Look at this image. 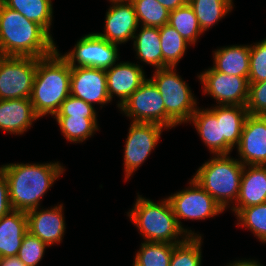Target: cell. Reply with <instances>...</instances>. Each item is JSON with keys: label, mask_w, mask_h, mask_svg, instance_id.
<instances>
[{"label": "cell", "mask_w": 266, "mask_h": 266, "mask_svg": "<svg viewBox=\"0 0 266 266\" xmlns=\"http://www.w3.org/2000/svg\"><path fill=\"white\" fill-rule=\"evenodd\" d=\"M126 3V4H125ZM105 18V31L97 33L110 43L121 44L134 38L138 29L135 8L130 0L112 1Z\"/></svg>", "instance_id": "obj_15"}, {"label": "cell", "mask_w": 266, "mask_h": 266, "mask_svg": "<svg viewBox=\"0 0 266 266\" xmlns=\"http://www.w3.org/2000/svg\"><path fill=\"white\" fill-rule=\"evenodd\" d=\"M237 149L244 166L266 165V116L246 117Z\"/></svg>", "instance_id": "obj_14"}, {"label": "cell", "mask_w": 266, "mask_h": 266, "mask_svg": "<svg viewBox=\"0 0 266 266\" xmlns=\"http://www.w3.org/2000/svg\"><path fill=\"white\" fill-rule=\"evenodd\" d=\"M38 118L28 98L0 100V129L3 131L23 134Z\"/></svg>", "instance_id": "obj_19"}, {"label": "cell", "mask_w": 266, "mask_h": 266, "mask_svg": "<svg viewBox=\"0 0 266 266\" xmlns=\"http://www.w3.org/2000/svg\"><path fill=\"white\" fill-rule=\"evenodd\" d=\"M53 38L38 24L0 1V55L42 58L57 48Z\"/></svg>", "instance_id": "obj_1"}, {"label": "cell", "mask_w": 266, "mask_h": 266, "mask_svg": "<svg viewBox=\"0 0 266 266\" xmlns=\"http://www.w3.org/2000/svg\"><path fill=\"white\" fill-rule=\"evenodd\" d=\"M12 209L9 200L8 183L6 175L0 167V218L8 214Z\"/></svg>", "instance_id": "obj_38"}, {"label": "cell", "mask_w": 266, "mask_h": 266, "mask_svg": "<svg viewBox=\"0 0 266 266\" xmlns=\"http://www.w3.org/2000/svg\"><path fill=\"white\" fill-rule=\"evenodd\" d=\"M227 266H261L257 261L254 260H239L234 263H230V265Z\"/></svg>", "instance_id": "obj_41"}, {"label": "cell", "mask_w": 266, "mask_h": 266, "mask_svg": "<svg viewBox=\"0 0 266 266\" xmlns=\"http://www.w3.org/2000/svg\"><path fill=\"white\" fill-rule=\"evenodd\" d=\"M105 72L110 100L114 97L113 94L120 97L118 107L146 80L142 67L130 62L114 64L112 67L106 69Z\"/></svg>", "instance_id": "obj_17"}, {"label": "cell", "mask_w": 266, "mask_h": 266, "mask_svg": "<svg viewBox=\"0 0 266 266\" xmlns=\"http://www.w3.org/2000/svg\"><path fill=\"white\" fill-rule=\"evenodd\" d=\"M6 175L9 200L13 210L28 212L39 208L40 200L63 173L59 162L45 164H7L1 166Z\"/></svg>", "instance_id": "obj_2"}, {"label": "cell", "mask_w": 266, "mask_h": 266, "mask_svg": "<svg viewBox=\"0 0 266 266\" xmlns=\"http://www.w3.org/2000/svg\"><path fill=\"white\" fill-rule=\"evenodd\" d=\"M246 109L249 115L266 116V81L249 83Z\"/></svg>", "instance_id": "obj_37"}, {"label": "cell", "mask_w": 266, "mask_h": 266, "mask_svg": "<svg viewBox=\"0 0 266 266\" xmlns=\"http://www.w3.org/2000/svg\"><path fill=\"white\" fill-rule=\"evenodd\" d=\"M6 7L19 12L25 18L38 23L51 37L52 22L51 0H0Z\"/></svg>", "instance_id": "obj_25"}, {"label": "cell", "mask_w": 266, "mask_h": 266, "mask_svg": "<svg viewBox=\"0 0 266 266\" xmlns=\"http://www.w3.org/2000/svg\"><path fill=\"white\" fill-rule=\"evenodd\" d=\"M54 116H83V118H97L94 106L69 95L60 105Z\"/></svg>", "instance_id": "obj_36"}, {"label": "cell", "mask_w": 266, "mask_h": 266, "mask_svg": "<svg viewBox=\"0 0 266 266\" xmlns=\"http://www.w3.org/2000/svg\"><path fill=\"white\" fill-rule=\"evenodd\" d=\"M71 66L57 49L49 56L38 58L30 101L35 113L52 116L70 95Z\"/></svg>", "instance_id": "obj_3"}, {"label": "cell", "mask_w": 266, "mask_h": 266, "mask_svg": "<svg viewBox=\"0 0 266 266\" xmlns=\"http://www.w3.org/2000/svg\"><path fill=\"white\" fill-rule=\"evenodd\" d=\"M127 214L147 242L180 244L188 238L178 225L168 198L158 204L138 195L134 208ZM181 234L185 236L180 240Z\"/></svg>", "instance_id": "obj_4"}, {"label": "cell", "mask_w": 266, "mask_h": 266, "mask_svg": "<svg viewBox=\"0 0 266 266\" xmlns=\"http://www.w3.org/2000/svg\"><path fill=\"white\" fill-rule=\"evenodd\" d=\"M249 83L266 81V39L250 46Z\"/></svg>", "instance_id": "obj_35"}, {"label": "cell", "mask_w": 266, "mask_h": 266, "mask_svg": "<svg viewBox=\"0 0 266 266\" xmlns=\"http://www.w3.org/2000/svg\"><path fill=\"white\" fill-rule=\"evenodd\" d=\"M38 58L0 55V100L30 99Z\"/></svg>", "instance_id": "obj_7"}, {"label": "cell", "mask_w": 266, "mask_h": 266, "mask_svg": "<svg viewBox=\"0 0 266 266\" xmlns=\"http://www.w3.org/2000/svg\"><path fill=\"white\" fill-rule=\"evenodd\" d=\"M209 110L217 119H221V138L232 148L238 146L246 117L249 115L246 106L219 105Z\"/></svg>", "instance_id": "obj_23"}, {"label": "cell", "mask_w": 266, "mask_h": 266, "mask_svg": "<svg viewBox=\"0 0 266 266\" xmlns=\"http://www.w3.org/2000/svg\"><path fill=\"white\" fill-rule=\"evenodd\" d=\"M161 50L164 67H176L182 56H184L187 43L184 38L169 24L159 28Z\"/></svg>", "instance_id": "obj_28"}, {"label": "cell", "mask_w": 266, "mask_h": 266, "mask_svg": "<svg viewBox=\"0 0 266 266\" xmlns=\"http://www.w3.org/2000/svg\"><path fill=\"white\" fill-rule=\"evenodd\" d=\"M204 93L210 94L219 105L246 106L249 96L248 77L229 75L213 67L198 75Z\"/></svg>", "instance_id": "obj_11"}, {"label": "cell", "mask_w": 266, "mask_h": 266, "mask_svg": "<svg viewBox=\"0 0 266 266\" xmlns=\"http://www.w3.org/2000/svg\"><path fill=\"white\" fill-rule=\"evenodd\" d=\"M139 34H134V48L139 59L146 64L163 68L159 28L141 25Z\"/></svg>", "instance_id": "obj_24"}, {"label": "cell", "mask_w": 266, "mask_h": 266, "mask_svg": "<svg viewBox=\"0 0 266 266\" xmlns=\"http://www.w3.org/2000/svg\"><path fill=\"white\" fill-rule=\"evenodd\" d=\"M28 232L26 212L11 210L0 218V258L17 256Z\"/></svg>", "instance_id": "obj_20"}, {"label": "cell", "mask_w": 266, "mask_h": 266, "mask_svg": "<svg viewBox=\"0 0 266 266\" xmlns=\"http://www.w3.org/2000/svg\"><path fill=\"white\" fill-rule=\"evenodd\" d=\"M232 0H193L190 3L203 32L232 10Z\"/></svg>", "instance_id": "obj_26"}, {"label": "cell", "mask_w": 266, "mask_h": 266, "mask_svg": "<svg viewBox=\"0 0 266 266\" xmlns=\"http://www.w3.org/2000/svg\"><path fill=\"white\" fill-rule=\"evenodd\" d=\"M164 126L157 123L132 122L125 143L126 180L147 159L159 141Z\"/></svg>", "instance_id": "obj_12"}, {"label": "cell", "mask_w": 266, "mask_h": 266, "mask_svg": "<svg viewBox=\"0 0 266 266\" xmlns=\"http://www.w3.org/2000/svg\"><path fill=\"white\" fill-rule=\"evenodd\" d=\"M266 202V165H247L241 176L240 191L236 206L232 207L235 214L242 208Z\"/></svg>", "instance_id": "obj_18"}, {"label": "cell", "mask_w": 266, "mask_h": 266, "mask_svg": "<svg viewBox=\"0 0 266 266\" xmlns=\"http://www.w3.org/2000/svg\"><path fill=\"white\" fill-rule=\"evenodd\" d=\"M243 227L251 229L261 242L266 243V202L255 206L240 209L236 213Z\"/></svg>", "instance_id": "obj_33"}, {"label": "cell", "mask_w": 266, "mask_h": 266, "mask_svg": "<svg viewBox=\"0 0 266 266\" xmlns=\"http://www.w3.org/2000/svg\"><path fill=\"white\" fill-rule=\"evenodd\" d=\"M213 68L221 73L248 77L250 68V46L233 45L214 52Z\"/></svg>", "instance_id": "obj_22"}, {"label": "cell", "mask_w": 266, "mask_h": 266, "mask_svg": "<svg viewBox=\"0 0 266 266\" xmlns=\"http://www.w3.org/2000/svg\"><path fill=\"white\" fill-rule=\"evenodd\" d=\"M70 95L91 105L109 103L105 69L71 67Z\"/></svg>", "instance_id": "obj_13"}, {"label": "cell", "mask_w": 266, "mask_h": 266, "mask_svg": "<svg viewBox=\"0 0 266 266\" xmlns=\"http://www.w3.org/2000/svg\"><path fill=\"white\" fill-rule=\"evenodd\" d=\"M189 121L193 122L201 139L214 156L229 155L233 148L221 138V119H217L209 109H196Z\"/></svg>", "instance_id": "obj_21"}, {"label": "cell", "mask_w": 266, "mask_h": 266, "mask_svg": "<svg viewBox=\"0 0 266 266\" xmlns=\"http://www.w3.org/2000/svg\"><path fill=\"white\" fill-rule=\"evenodd\" d=\"M119 108L132 122L157 123L166 129L178 124L165 112L163 97L150 79L140 87Z\"/></svg>", "instance_id": "obj_8"}, {"label": "cell", "mask_w": 266, "mask_h": 266, "mask_svg": "<svg viewBox=\"0 0 266 266\" xmlns=\"http://www.w3.org/2000/svg\"><path fill=\"white\" fill-rule=\"evenodd\" d=\"M186 4H190L193 0H183Z\"/></svg>", "instance_id": "obj_42"}, {"label": "cell", "mask_w": 266, "mask_h": 266, "mask_svg": "<svg viewBox=\"0 0 266 266\" xmlns=\"http://www.w3.org/2000/svg\"><path fill=\"white\" fill-rule=\"evenodd\" d=\"M169 11L175 10L186 3L183 0H156Z\"/></svg>", "instance_id": "obj_39"}, {"label": "cell", "mask_w": 266, "mask_h": 266, "mask_svg": "<svg viewBox=\"0 0 266 266\" xmlns=\"http://www.w3.org/2000/svg\"><path fill=\"white\" fill-rule=\"evenodd\" d=\"M117 45L108 42L97 33H91L77 41L72 51L61 56L71 67H92L106 70L112 67L118 59Z\"/></svg>", "instance_id": "obj_10"}, {"label": "cell", "mask_w": 266, "mask_h": 266, "mask_svg": "<svg viewBox=\"0 0 266 266\" xmlns=\"http://www.w3.org/2000/svg\"><path fill=\"white\" fill-rule=\"evenodd\" d=\"M202 237H188L173 248L169 266H201Z\"/></svg>", "instance_id": "obj_32"}, {"label": "cell", "mask_w": 266, "mask_h": 266, "mask_svg": "<svg viewBox=\"0 0 266 266\" xmlns=\"http://www.w3.org/2000/svg\"><path fill=\"white\" fill-rule=\"evenodd\" d=\"M175 67L156 69L150 80L163 97L165 112L177 123L188 122L197 109L190 87L176 74Z\"/></svg>", "instance_id": "obj_6"}, {"label": "cell", "mask_w": 266, "mask_h": 266, "mask_svg": "<svg viewBox=\"0 0 266 266\" xmlns=\"http://www.w3.org/2000/svg\"><path fill=\"white\" fill-rule=\"evenodd\" d=\"M168 24L172 26L189 44H194L203 33L190 4L170 11Z\"/></svg>", "instance_id": "obj_27"}, {"label": "cell", "mask_w": 266, "mask_h": 266, "mask_svg": "<svg viewBox=\"0 0 266 266\" xmlns=\"http://www.w3.org/2000/svg\"><path fill=\"white\" fill-rule=\"evenodd\" d=\"M47 246L38 237L27 232L23 237L17 256L26 266H37Z\"/></svg>", "instance_id": "obj_34"}, {"label": "cell", "mask_w": 266, "mask_h": 266, "mask_svg": "<svg viewBox=\"0 0 266 266\" xmlns=\"http://www.w3.org/2000/svg\"><path fill=\"white\" fill-rule=\"evenodd\" d=\"M189 184L191 185L189 189L179 191L169 196L168 199L180 228L188 237H199L192 230L184 229L179 219H206L220 214L224 209L193 178Z\"/></svg>", "instance_id": "obj_9"}, {"label": "cell", "mask_w": 266, "mask_h": 266, "mask_svg": "<svg viewBox=\"0 0 266 266\" xmlns=\"http://www.w3.org/2000/svg\"><path fill=\"white\" fill-rule=\"evenodd\" d=\"M177 244L164 242H143L134 262L139 266H169L173 248Z\"/></svg>", "instance_id": "obj_30"}, {"label": "cell", "mask_w": 266, "mask_h": 266, "mask_svg": "<svg viewBox=\"0 0 266 266\" xmlns=\"http://www.w3.org/2000/svg\"><path fill=\"white\" fill-rule=\"evenodd\" d=\"M0 266H26L18 256L0 258Z\"/></svg>", "instance_id": "obj_40"}, {"label": "cell", "mask_w": 266, "mask_h": 266, "mask_svg": "<svg viewBox=\"0 0 266 266\" xmlns=\"http://www.w3.org/2000/svg\"><path fill=\"white\" fill-rule=\"evenodd\" d=\"M37 209L26 213L28 232L48 246L59 243L65 231L62 204L51 209Z\"/></svg>", "instance_id": "obj_16"}, {"label": "cell", "mask_w": 266, "mask_h": 266, "mask_svg": "<svg viewBox=\"0 0 266 266\" xmlns=\"http://www.w3.org/2000/svg\"><path fill=\"white\" fill-rule=\"evenodd\" d=\"M64 137L71 142H83L98 130L96 118L83 116H54Z\"/></svg>", "instance_id": "obj_29"}, {"label": "cell", "mask_w": 266, "mask_h": 266, "mask_svg": "<svg viewBox=\"0 0 266 266\" xmlns=\"http://www.w3.org/2000/svg\"><path fill=\"white\" fill-rule=\"evenodd\" d=\"M215 156L197 170L193 180L225 210L229 202L238 199L244 165L228 154Z\"/></svg>", "instance_id": "obj_5"}, {"label": "cell", "mask_w": 266, "mask_h": 266, "mask_svg": "<svg viewBox=\"0 0 266 266\" xmlns=\"http://www.w3.org/2000/svg\"><path fill=\"white\" fill-rule=\"evenodd\" d=\"M140 25L161 28L168 24L170 11L156 0H130Z\"/></svg>", "instance_id": "obj_31"}]
</instances>
